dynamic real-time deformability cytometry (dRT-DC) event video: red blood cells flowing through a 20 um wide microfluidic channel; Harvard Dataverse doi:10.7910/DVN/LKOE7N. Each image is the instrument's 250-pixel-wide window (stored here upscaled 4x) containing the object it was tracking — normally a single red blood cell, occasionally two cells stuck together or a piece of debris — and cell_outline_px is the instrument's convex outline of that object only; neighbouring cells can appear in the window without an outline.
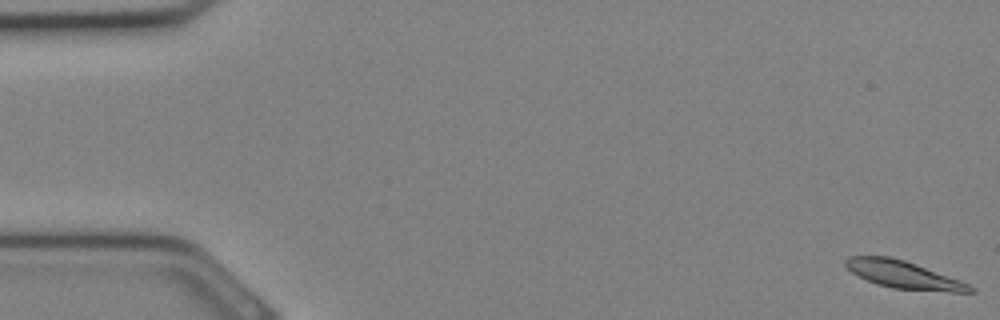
{"species": "Egyptian fruit bat (a non-hibernating species)", "species_latin": "Rousettus aegyptiacus", "temperature_condition": "cold", "stored_images_in_passage": 33, "camera_frame_rate_fps": 3000, "um_per_image_px": 0.085, "animal": {"sex": "female"}, "frame": {"image": 1, "passage_image": 1, "time_ms": 0.0, "image_size_px": [1000, 320], "cell_outline_px": [[976, 292], [952, 292], [892, 288], [876, 284], [852, 272], [844, 264], [844, 260], [848, 256], [888, 256], [904, 260], [916, 264], [960, 280], [976, 288]], "centroid_in_image_um": [76.81, 23.35], "position_along_channel_um": 8.2, "area_um2": 19.83}}
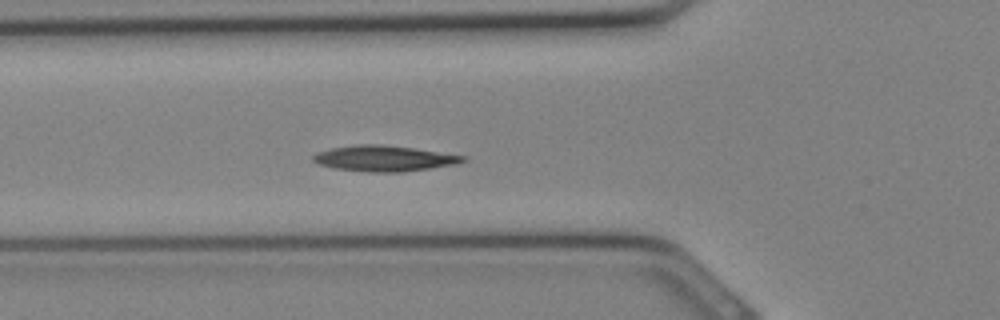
{"frame": {"image": 2, "passage_image": 12, "time_ms": 3.667, "image_size_px": [1000, 320], "cell_outline_px": [[468, 160], [456, 164], [400, 172], [372, 172], [336, 168], [320, 164], [312, 160], [312, 156], [316, 152], [332, 148], [356, 144], [384, 144], [468, 156]], "centroid_in_image_um": [32.66, 13.45], "position_along_channel_um": 93.1, "area_um2": 22.31}}
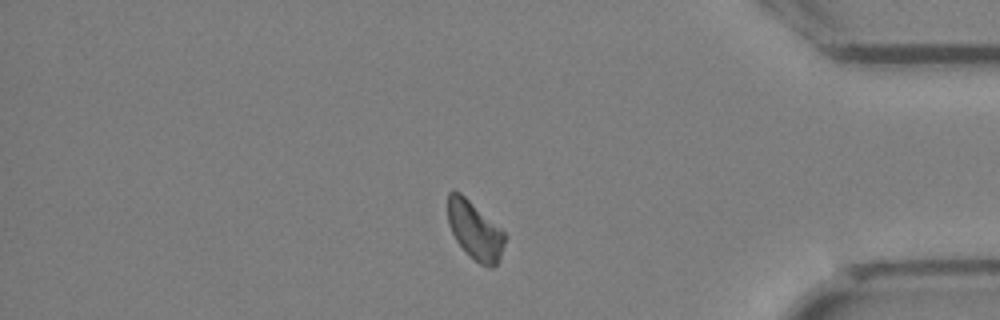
{"frame": {"image": 3, "passage_image": 28, "time_ms": 9.0, "image_size_px": [1000, 320], "cell_outline_px": [[504, 244], [500, 260], [496, 264], [480, 264], [456, 240], [448, 224], [448, 192], [460, 192], [504, 232]], "centroid_in_image_um": [40.34, 19.55], "position_along_channel_um": 394.9, "area_um2": 18.44}}